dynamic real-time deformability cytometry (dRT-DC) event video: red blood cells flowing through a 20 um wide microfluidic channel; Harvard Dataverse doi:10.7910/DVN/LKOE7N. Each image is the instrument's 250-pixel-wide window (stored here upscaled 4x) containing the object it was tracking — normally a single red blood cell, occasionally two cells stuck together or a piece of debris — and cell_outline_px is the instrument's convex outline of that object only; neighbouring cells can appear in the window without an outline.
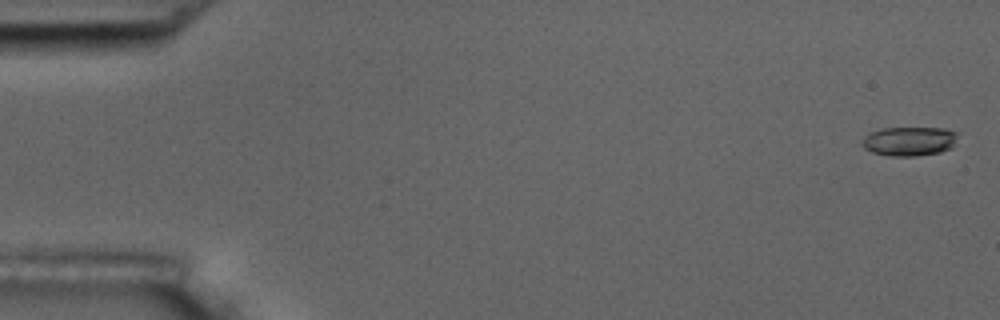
{"species": "common noctule bat (a hibernating species)", "species_latin": "Nyctalus noctula", "temperature_condition": "room temperature", "stored_images_in_passage": 5, "camera_frame_rate_fps": 3000, "um_per_image_px": 0.085, "animal": {"sex": "male", "body_mass_g": 17.5, "forearm_length_mm": 52.3}, "frame": {"image": 1, "passage_image": 1, "time_ms": 0.0, "image_size_px": [1000, 320], "cell_outline_px": [[956, 136], [952, 148], [940, 152], [916, 156], [888, 156], [872, 152], [864, 148], [860, 144], [860, 140], [868, 132], [880, 128], [944, 128], [956, 132]], "centroid_in_image_um": [77.21, 12.0], "position_along_channel_um": 7.8, "area_um2": 16.47}}
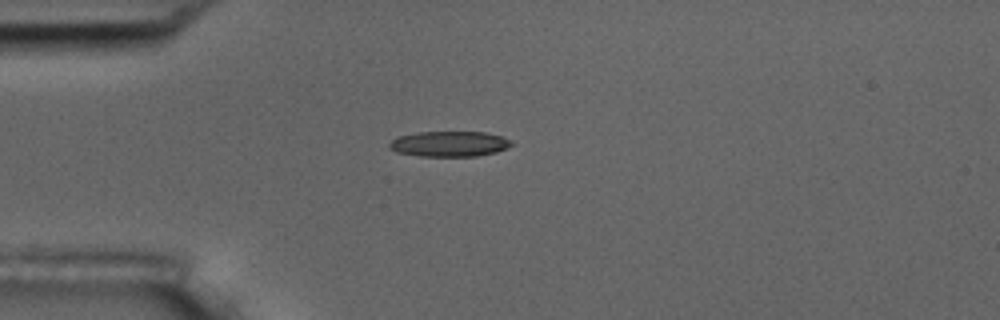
{"frame": {"image": 2, "passage_image": 5, "time_ms": 1.333, "image_size_px": [1000, 320], "cell_outline_px": [[516, 144], [508, 148], [496, 152], [476, 156], [420, 156], [396, 152], [388, 148], [388, 144], [396, 136], [420, 132], [484, 132], [504, 136]], "centroid_in_image_um": [38.22, 12.23], "position_along_channel_um": 46.8, "area_um2": 18.32}}